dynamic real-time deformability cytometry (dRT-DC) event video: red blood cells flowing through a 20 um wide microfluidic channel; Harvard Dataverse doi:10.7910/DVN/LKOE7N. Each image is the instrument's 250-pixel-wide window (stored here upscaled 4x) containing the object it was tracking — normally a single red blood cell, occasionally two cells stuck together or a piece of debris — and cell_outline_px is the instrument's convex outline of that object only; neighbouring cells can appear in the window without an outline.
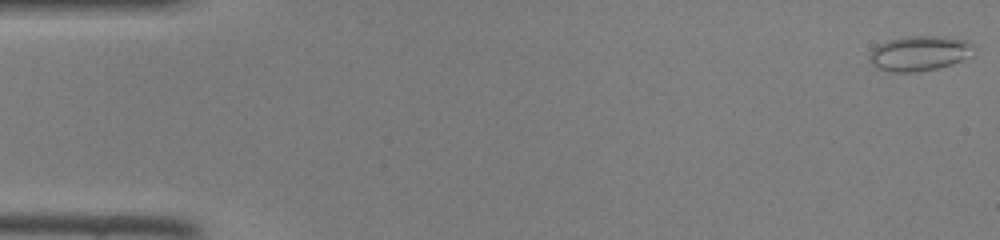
{"species": "common noctule bat (a hibernating species)", "species_latin": "Nyctalus noctula", "temperature_condition": "room temperature", "stored_images_in_passage": 46, "camera_frame_rate_fps": 3000, "um_per_image_px": 0.085, "animal": {"sex": "female", "body_mass_g": 22.0, "forearm_length_mm": 56.7}, "frame": {"image": 1, "passage_image": 1, "time_ms": 0.0, "image_size_px": [1000, 240], "cell_outline_px": [[972, 56], [952, 64], [936, 68], [912, 72], [892, 72], [880, 68], [872, 64], [868, 60], [868, 56], [872, 48], [876, 44], [888, 40], [904, 36], [944, 36], [968, 40], [972, 44]], "centroid_in_image_um": [78.13, 4.51], "position_along_channel_um": 6.9, "area_um2": 21.44}}
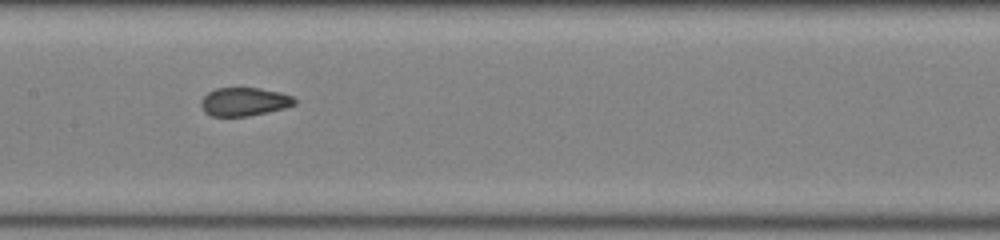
{"frame": {"image": 2, "passage_image": 23, "time_ms": 7.333, "image_size_px": [1000, 240], "cell_outline_px": [[296, 104], [284, 108], [268, 112], [248, 116], [212, 116], [204, 112], [200, 104], [200, 100], [208, 92], [216, 88], [260, 88], [280, 92], [292, 96], [296, 100]], "centroid_in_image_um": [20.75, 8.64], "position_along_channel_um": 186.7, "area_um2": 15.55}}
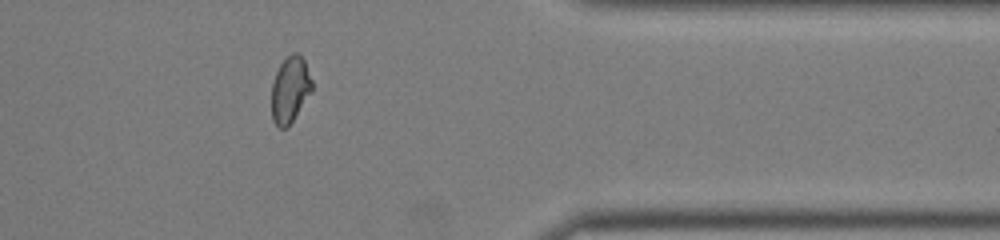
{"frame": {"image": 3, "passage_image": 38, "time_ms": 12.333, "image_size_px": [1000, 240], "cell_outline_px": [[312, 92], [288, 128], [280, 128], [272, 120], [272, 84], [276, 72], [280, 64], [292, 52], [296, 52], [304, 60], [312, 80]], "centroid_in_image_um": [24.66, 7.64], "position_along_channel_um": 386.7, "area_um2": 15.61}}